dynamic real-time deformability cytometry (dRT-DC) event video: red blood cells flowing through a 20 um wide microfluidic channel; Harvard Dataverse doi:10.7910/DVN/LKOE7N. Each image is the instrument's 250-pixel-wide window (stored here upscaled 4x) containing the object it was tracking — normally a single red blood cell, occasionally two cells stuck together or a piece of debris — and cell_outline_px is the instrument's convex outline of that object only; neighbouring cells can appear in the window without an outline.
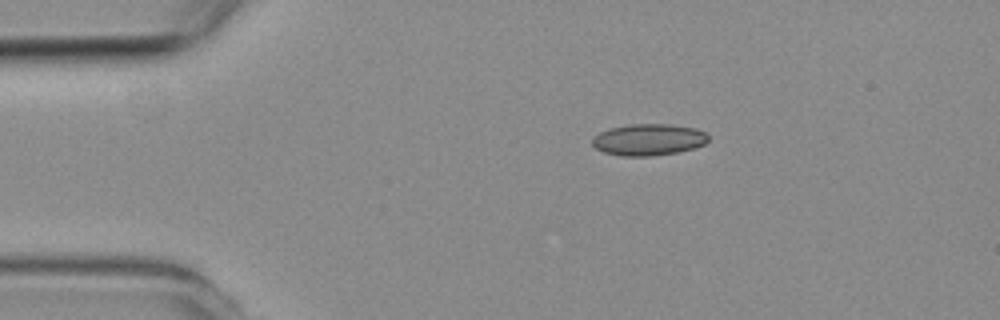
{"species": "common noctule bat (a hibernating species)", "species_latin": "Nyctalus noctula", "temperature_condition": "room temperature", "stored_images_in_passage": 4, "camera_frame_rate_fps": 3000, "um_per_image_px": 0.085, "animal": {"sex": "female", "body_mass_g": 19.3, "forearm_length_mm": 54.1}, "frame": {"image": 1, "passage_image": 1, "time_ms": 0.0, "image_size_px": [1000, 320], "cell_outline_px": [[708, 140], [704, 144], [692, 148], [676, 152], [652, 156], [620, 156], [604, 152], [596, 148], [592, 144], [592, 136], [608, 128], [632, 124], [672, 124], [696, 128], [704, 132], [708, 136]], "centroid_in_image_um": [55.09, 11.86], "position_along_channel_um": 29.9, "area_um2": 21.39}}
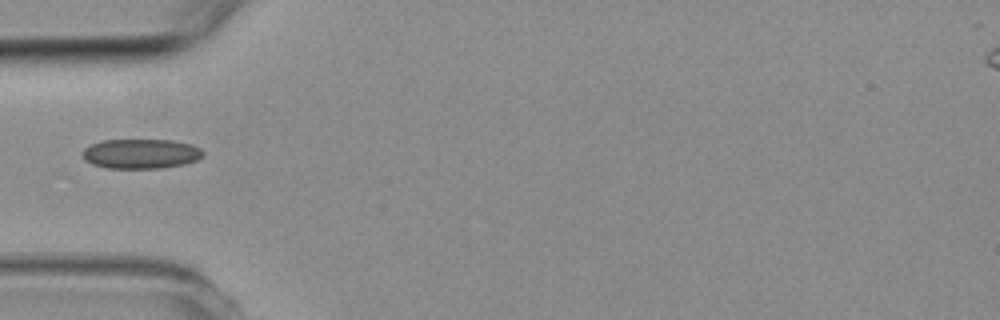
{"frame": {"image": 2, "passage_image": 3, "time_ms": 2.333, "image_size_px": [1000, 320], "cell_outline_px": [[204, 152], [196, 160], [184, 164], [160, 168], [108, 168], [92, 164], [84, 160], [84, 148], [100, 140], [172, 140], [188, 144], [200, 148]], "centroid_in_image_um": [11.95, 13.07], "position_along_channel_um": 73.1, "area_um2": 20.63}}
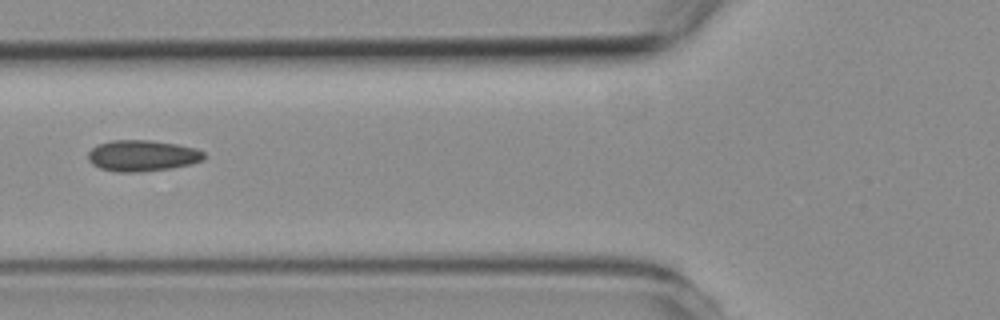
{"frame": {"image": 3, "passage_image": 4, "time_ms": 3.333, "image_size_px": [1000, 320], "cell_outline_px": [[204, 156], [200, 160], [192, 164], [172, 168], [136, 172], [116, 172], [100, 168], [92, 164], [88, 160], [88, 152], [96, 144], [112, 140], [148, 140], [176, 144], [196, 148], [204, 152]], "centroid_in_image_um": [12.06, 13.23], "position_along_channel_um": 113.7, "area_um2": 21.04}}